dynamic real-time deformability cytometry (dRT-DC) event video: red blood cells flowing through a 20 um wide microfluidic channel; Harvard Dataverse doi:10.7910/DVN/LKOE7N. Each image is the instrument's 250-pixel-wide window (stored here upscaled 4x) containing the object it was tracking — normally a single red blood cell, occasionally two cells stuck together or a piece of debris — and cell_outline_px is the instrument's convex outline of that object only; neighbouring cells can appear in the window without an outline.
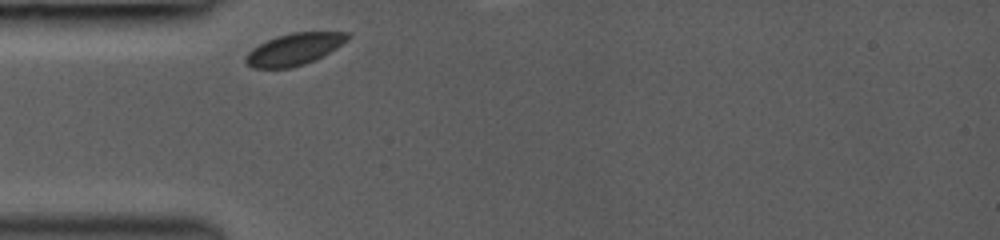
{"species": "common noctule bat (a hibernating species)", "species_latin": "Nyctalus noctula", "temperature_condition": "room temperature", "stored_images_in_passage": 4, "camera_frame_rate_fps": 3000, "um_per_image_px": 0.085, "animal": {"sex": "female", "body_mass_g": 19.0, "forearm_length_mm": 53.3}, "frame": {"image": 1, "passage_image": 1, "time_ms": 0.0, "image_size_px": [1000, 240], "cell_outline_px": [[352, 36], [348, 40], [336, 48], [304, 64], [292, 68], [252, 68], [244, 60], [244, 56], [252, 48], [276, 36], [292, 32], [348, 32]], "centroid_in_image_um": [24.99, 4.17], "position_along_channel_um": 60.0, "area_um2": 18.79}}